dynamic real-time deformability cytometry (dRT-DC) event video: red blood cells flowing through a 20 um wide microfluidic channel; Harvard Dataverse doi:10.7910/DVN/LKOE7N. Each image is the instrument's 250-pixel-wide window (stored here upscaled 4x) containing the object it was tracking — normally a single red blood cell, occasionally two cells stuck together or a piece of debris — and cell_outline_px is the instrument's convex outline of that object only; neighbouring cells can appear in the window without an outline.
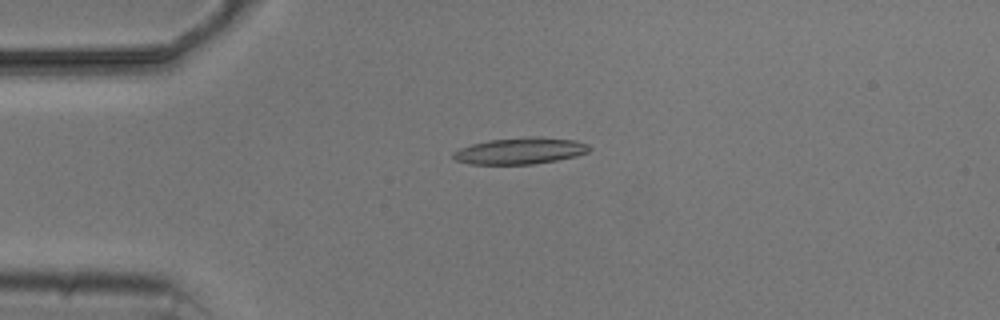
{"species": "common noctule bat (a hibernating species)", "species_latin": "Nyctalus noctula", "temperature_condition": "cold", "stored_images_in_passage": 8, "camera_frame_rate_fps": 3000, "um_per_image_px": 0.085, "animal": {"sex": "male", "body_mass_g": 20.5, "forearm_length_mm": 52.5}, "frame": {"image": 1, "passage_image": 3, "time_ms": 2.333, "image_size_px": [1000, 320], "cell_outline_px": [[592, 148], [588, 152], [576, 156], [556, 160], [532, 164], [468, 164], [456, 160], [452, 156], [452, 152], [460, 148], [472, 144], [488, 140], [532, 136], [540, 136], [576, 140], [588, 144]], "centroid_in_image_um": [44.23, 12.81], "position_along_channel_um": 40.8, "area_um2": 21.15}}
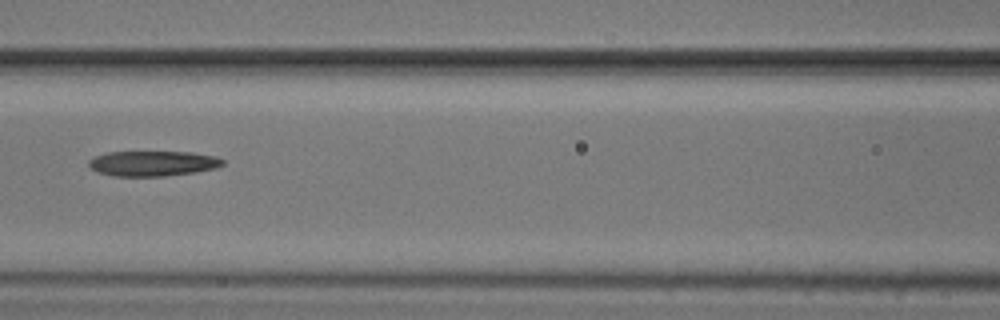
{"frame": {"image": 2, "passage_image": 6, "time_ms": 6.0, "image_size_px": [1000, 320], "cell_outline_px": [[224, 164], [216, 168], [196, 172], [164, 176], [112, 176], [96, 172], [88, 164], [88, 160], [96, 156], [108, 152], [192, 152], [216, 156], [224, 160]], "centroid_in_image_um": [13.0, 13.89], "position_along_channel_um": 153.6, "area_um2": 19.77}}
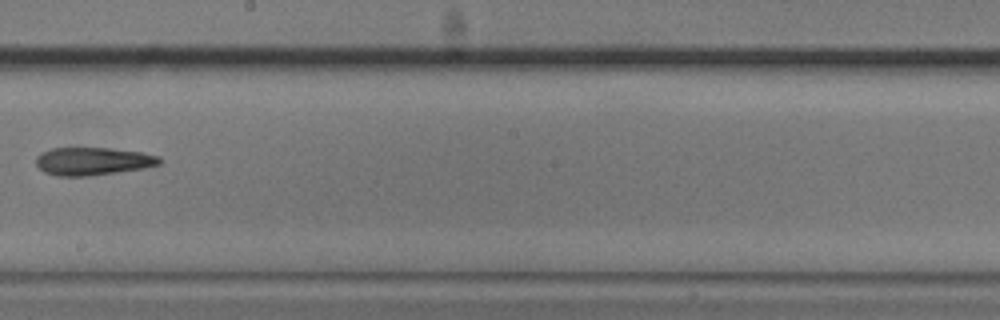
{"frame": {"image": 3, "passage_image": 8, "time_ms": 8.333, "image_size_px": [1000, 320], "cell_outline_px": [[164, 160], [160, 164], [144, 168], [88, 176], [56, 176], [44, 172], [36, 164], [36, 156], [40, 152], [52, 148], [108, 148], [140, 152], [160, 156]], "centroid_in_image_um": [7.89, 13.7], "position_along_channel_um": 240.3, "area_um2": 20.11}}